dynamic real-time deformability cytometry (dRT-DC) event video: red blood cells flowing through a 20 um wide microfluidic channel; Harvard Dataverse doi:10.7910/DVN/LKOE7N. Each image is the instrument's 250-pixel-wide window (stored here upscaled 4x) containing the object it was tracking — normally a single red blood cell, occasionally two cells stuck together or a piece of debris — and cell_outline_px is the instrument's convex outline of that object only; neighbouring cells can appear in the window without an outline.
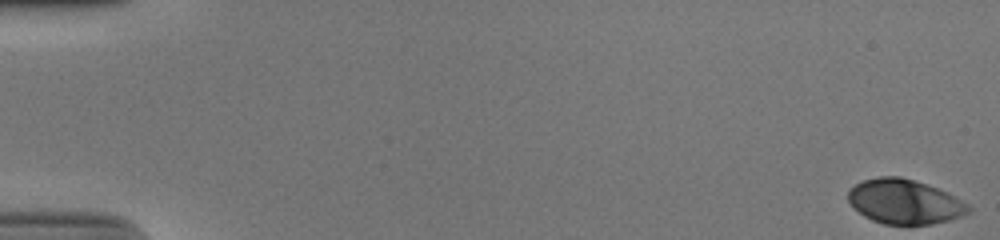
{"species": "human", "species_latin": "Homo sapiens", "temperature_condition": "cold", "stored_images_in_passage": 54, "camera_frame_rate_fps": 3000, "um_per_image_px": 0.085, "donor": {"sex": "male"}, "frame": {"image": 1, "passage_image": 1, "time_ms": 0.0, "image_size_px": [1000, 240], "cell_outline_px": [[972, 212], [948, 220], [928, 224], [884, 224], [872, 220], [864, 216], [848, 200], [848, 188], [864, 180], [880, 176], [900, 176], [936, 188], [968, 204], [972, 208]], "centroid_in_image_um": [76.86, 17.14], "position_along_channel_um": 8.1, "area_um2": 30.75}}
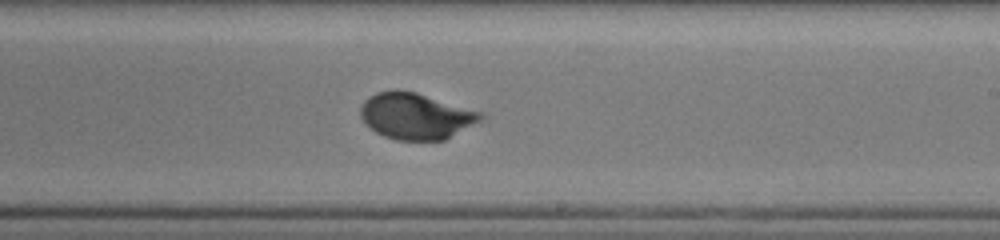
{"frame": {"image": 2, "passage_image": 34, "time_ms": 11.0, "image_size_px": [1000, 240], "cell_outline_px": [[484, 116], [480, 120], [444, 140], [396, 140], [384, 136], [376, 132], [364, 124], [360, 116], [360, 108], [364, 100], [368, 96], [376, 92], [392, 88], [396, 88], [416, 92], [484, 112]], "centroid_in_image_um": [35.29, 9.83], "position_along_channel_um": 253.7, "area_um2": 32.71}}
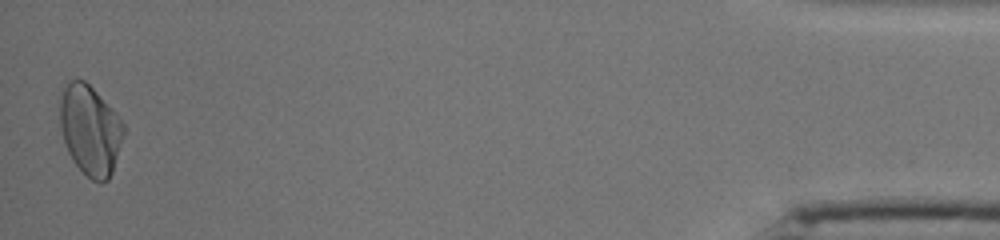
{"frame": {"image": 3, "passage_image": 54, "time_ms": 17.667, "image_size_px": [1000, 240], "cell_outline_px": [[124, 132], [112, 172], [108, 180], [100, 184], [92, 180], [72, 160], [68, 152], [64, 140], [60, 124], [60, 96], [68, 80], [76, 76], [84, 80], [112, 108], [124, 124]], "centroid_in_image_um": [7.65, 11.03], "position_along_channel_um": 427.6, "area_um2": 33.23}, "authors_computed_cell_mechanics": {"area_um2": 32.1368, "velocity_mm_per_s": 3.85, "shape_relaxation_time_tau1_ms": 3.1495, "shape_relaxation_time_tau2_ms": null, "deformation_change_tau1": 0.147, "deformation_change_tau2": null}}